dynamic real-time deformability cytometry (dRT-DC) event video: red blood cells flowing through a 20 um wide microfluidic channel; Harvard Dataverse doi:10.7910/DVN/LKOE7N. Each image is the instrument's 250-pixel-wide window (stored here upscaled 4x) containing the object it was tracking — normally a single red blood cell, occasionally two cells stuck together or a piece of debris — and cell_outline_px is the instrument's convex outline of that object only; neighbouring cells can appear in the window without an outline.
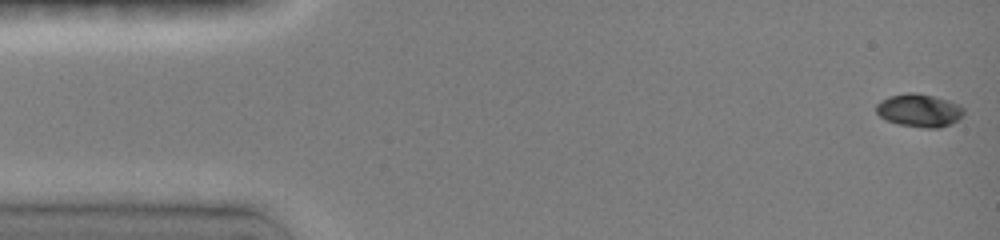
{"species": "common noctule bat (a hibernating species)", "species_latin": "Nyctalus noctula", "temperature_condition": "room temperature", "stored_images_in_passage": 39, "camera_frame_rate_fps": 3000, "um_per_image_px": 0.085, "animal": {"sex": "female", "body_mass_g": 19.0, "forearm_length_mm": 51.5}, "frame": {"image": 1, "passage_image": 1, "time_ms": 0.0, "image_size_px": [1000, 240], "cell_outline_px": [[964, 112], [956, 120], [940, 128], [924, 128], [900, 124], [888, 120], [880, 116], [876, 112], [876, 104], [880, 100], [888, 96], [908, 92], [912, 92], [932, 96], [948, 100], [960, 104], [964, 108]], "centroid_in_image_um": [78.11, 9.37], "position_along_channel_um": 6.9, "area_um2": 16.7}}
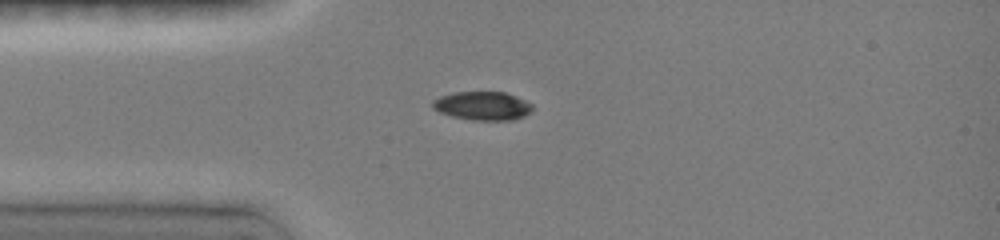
{"frame": {"image": 2, "passage_image": 28, "time_ms": 3.667, "image_size_px": [1000, 240], "cell_outline_px": [[532, 112], [524, 116], [512, 120], [472, 120], [452, 116], [440, 112], [432, 108], [432, 100], [440, 96], [456, 92], [504, 92], [524, 100], [532, 104]], "centroid_in_image_um": [41.01, 9.0], "position_along_channel_um": 44.0, "area_um2": 16.59}}